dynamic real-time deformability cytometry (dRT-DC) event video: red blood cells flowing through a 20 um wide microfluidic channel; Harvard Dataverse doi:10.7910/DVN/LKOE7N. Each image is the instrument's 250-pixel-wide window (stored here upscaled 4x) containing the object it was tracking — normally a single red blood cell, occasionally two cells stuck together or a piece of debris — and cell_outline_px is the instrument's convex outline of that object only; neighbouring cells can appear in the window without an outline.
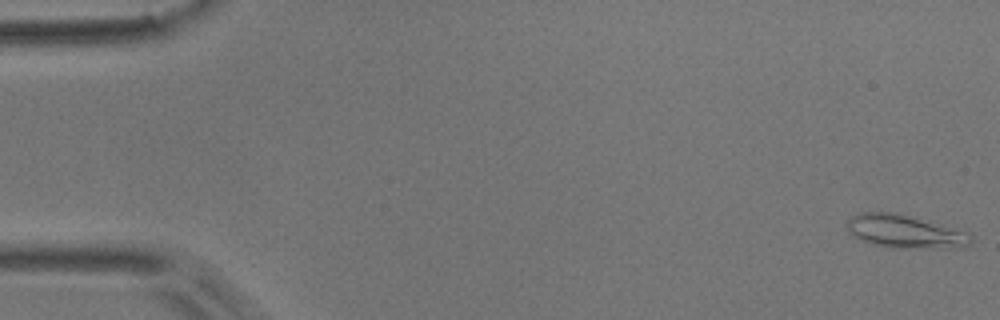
{"species": "common noctule bat (a hibernating species)", "species_latin": "Nyctalus noctula", "temperature_condition": "room temperature", "stored_images_in_passage": 5, "camera_frame_rate_fps": 3000, "um_per_image_px": 0.085, "animal": {"sex": "male", "body_mass_g": 17.9}, "frame": {"image": 1, "passage_image": 1, "time_ms": 0.0, "image_size_px": [1000, 320], "cell_outline_px": [[972, 240], [964, 248], [888, 248], [872, 244], [852, 236], [848, 232], [844, 224], [852, 216], [860, 212], [896, 212], [940, 224], [968, 232], [972, 236]], "centroid_in_image_um": [76.89, 19.69], "position_along_channel_um": 8.1, "area_um2": 24.33}}